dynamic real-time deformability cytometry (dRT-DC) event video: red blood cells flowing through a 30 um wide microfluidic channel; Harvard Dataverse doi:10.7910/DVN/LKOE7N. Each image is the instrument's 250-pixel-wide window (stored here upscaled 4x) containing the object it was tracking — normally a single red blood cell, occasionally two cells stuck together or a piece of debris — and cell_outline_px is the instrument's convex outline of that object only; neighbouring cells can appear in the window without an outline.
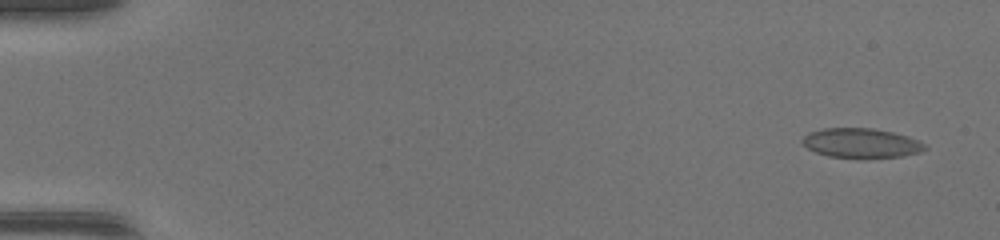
{"species": "common noctule bat (a hibernating species)", "species_latin": "Nyctalus noctula", "temperature_condition": "warm", "stored_images_in_passage": 9, "camera_frame_rate_fps": 3000, "um_per_image_px": 0.085, "animal": {"sex": "female", "body_mass_g": 17.0, "forearm_length_mm": 48.0}, "frame": {"image": 1, "passage_image": 3, "time_ms": 0.667, "image_size_px": [1000, 240], "cell_outline_px": [[928, 148], [920, 152], [904, 156], [860, 160], [828, 156], [816, 152], [808, 148], [800, 140], [808, 132], [824, 128], [872, 128], [892, 132], [908, 136], [924, 144]], "centroid_in_image_um": [73.19, 12.19], "position_along_channel_um": 11.8, "area_um2": 21.62}}